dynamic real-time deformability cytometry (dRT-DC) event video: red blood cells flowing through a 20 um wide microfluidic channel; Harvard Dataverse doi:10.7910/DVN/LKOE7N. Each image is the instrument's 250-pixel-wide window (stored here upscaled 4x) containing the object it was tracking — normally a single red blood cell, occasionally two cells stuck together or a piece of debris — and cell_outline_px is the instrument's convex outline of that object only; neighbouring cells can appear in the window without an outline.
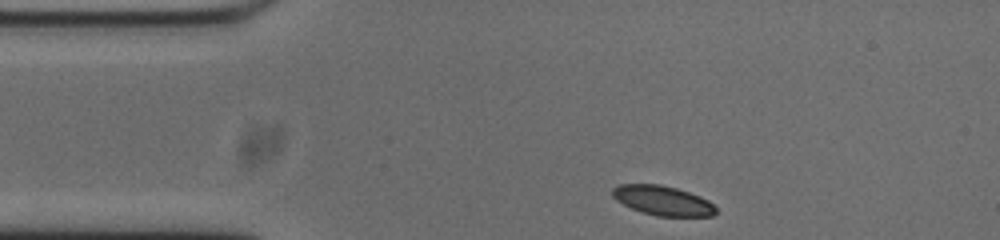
{"species": "common noctule bat (a hibernating species)", "species_latin": "Nyctalus noctula", "temperature_condition": "cold", "stored_images_in_passage": 46, "camera_frame_rate_fps": 3000, "um_per_image_px": 0.085, "animal": {"sex": "male", "body_mass_g": 20.0, "forearm_length_mm": 53.3}, "frame": {"image": 1, "passage_image": 1, "time_ms": 0.0, "image_size_px": [1000, 240], "cell_outline_px": [[716, 212], [712, 216], [656, 216], [632, 208], [616, 200], [612, 196], [612, 188], [620, 184], [660, 184], [676, 188], [700, 196], [708, 200], [716, 208]], "centroid_in_image_um": [56.33, 17.04], "position_along_channel_um": 28.7, "area_um2": 17.69}}
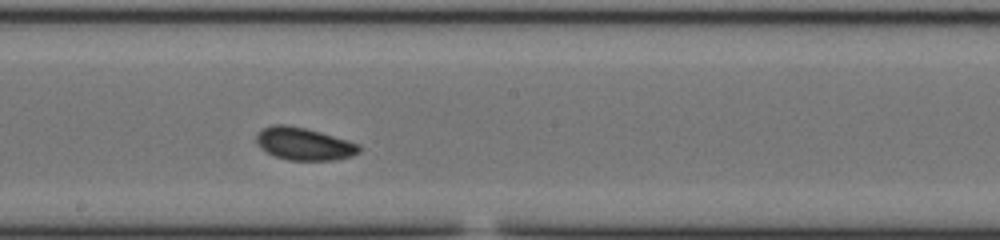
{"frame": {"image": 2, "passage_image": 20, "time_ms": 6.333, "image_size_px": [1000, 240], "cell_outline_px": [[360, 152], [352, 156], [332, 160], [288, 160], [264, 152], [256, 144], [256, 132], [272, 124], [284, 124], [304, 128], [320, 132], [348, 140], [360, 144]], "centroid_in_image_um": [25.8, 12.23], "position_along_channel_um": 222.4, "area_um2": 19.59}}
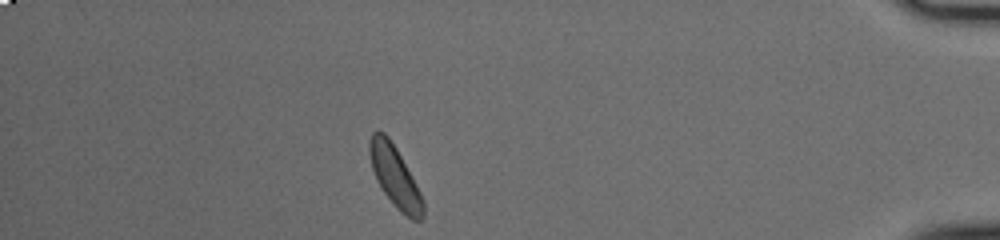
{"frame": {"image": 3, "passage_image": 39, "time_ms": 12.667, "image_size_px": [1000, 240], "cell_outline_px": [[424, 216], [420, 220], [412, 220], [400, 212], [396, 208], [380, 188], [376, 180], [372, 168], [368, 152], [368, 140], [372, 132], [376, 128], [384, 132], [388, 136], [396, 148], [416, 184], [424, 200]], "centroid_in_image_um": [33.54, 14.98], "position_along_channel_um": 401.7, "area_um2": 19.31}, "authors_computed_cell_mechanics": {"area_um2": 18.8717, "velocity_mm_per_s": 3.6996, "shape_relaxation_time_tau1_ms": 3.036, "shape_relaxation_time_tau2_ms": 7.9575, "deformation_change_tau1": 0.0752, "deformation_change_tau2": 0.0976}}